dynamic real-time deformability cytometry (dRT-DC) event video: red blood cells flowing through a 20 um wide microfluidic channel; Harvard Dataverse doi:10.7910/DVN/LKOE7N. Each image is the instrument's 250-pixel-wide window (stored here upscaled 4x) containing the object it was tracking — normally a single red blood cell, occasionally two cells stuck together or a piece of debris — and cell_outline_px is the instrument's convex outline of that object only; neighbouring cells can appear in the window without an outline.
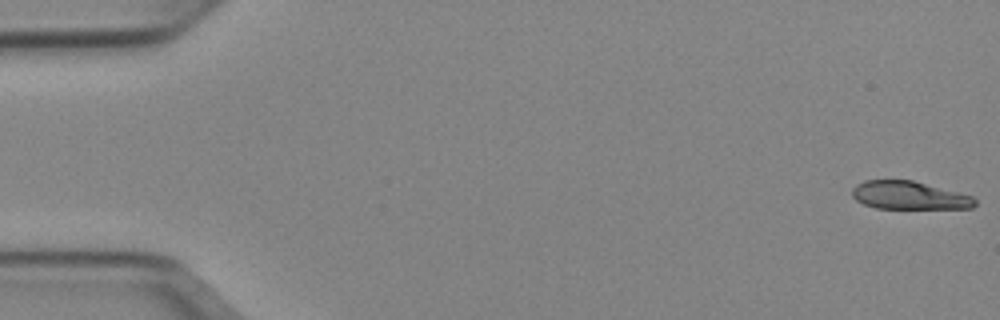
{"species": "Egyptian fruit bat (a non-hibernating species)", "species_latin": "Rousettus aegyptiacus", "temperature_condition": "cold", "stored_images_in_passage": 51, "camera_frame_rate_fps": 3000, "um_per_image_px": 0.085, "animal": {"sex": "female"}, "frame": {"image": 1, "passage_image": 1, "time_ms": 0.0, "image_size_px": [1000, 320], "cell_outline_px": [[976, 204], [972, 208], [876, 208], [864, 204], [856, 200], [852, 196], [852, 188], [856, 184], [864, 180], [912, 180], [972, 196], [976, 200]], "centroid_in_image_um": [77.24, 16.6], "position_along_channel_um": 7.8, "area_um2": 19.94}}
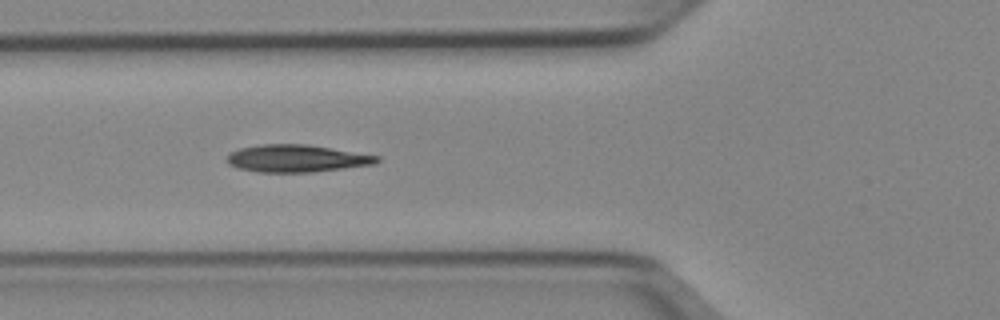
{"frame": {"image": 2, "passage_image": 19, "time_ms": 6.0, "image_size_px": [1000, 320], "cell_outline_px": [[380, 160], [376, 164], [312, 172], [256, 172], [236, 168], [228, 164], [228, 156], [232, 152], [240, 148], [260, 144], [308, 144], [380, 156]], "centroid_in_image_um": [25.23, 13.47], "position_along_channel_um": 100.6, "area_um2": 23.93}}
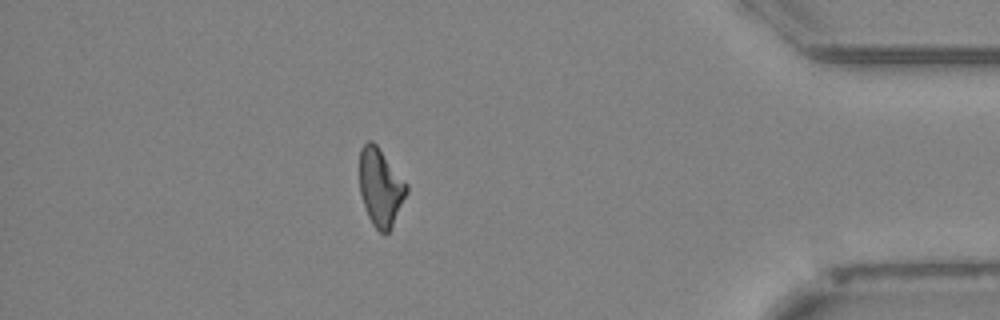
{"frame": {"image": 3, "passage_image": 45, "time_ms": 14.667, "image_size_px": [1000, 320], "cell_outline_px": [[408, 192], [392, 228], [388, 232], [380, 232], [372, 224], [368, 216], [360, 192], [360, 148], [368, 140], [372, 140], [376, 144], [408, 184]], "centroid_in_image_um": [32.36, 15.92], "position_along_channel_um": 402.8, "area_um2": 21.27}, "authors_computed_cell_mechanics": {"area_um2": 22.4842, "velocity_mm_per_s": 3.9618, "shape_relaxation_time_tau1_ms": null, "shape_relaxation_time_tau2_ms": 8.6007, "deformation_change_tau1": null, "deformation_change_tau2": 0.1681}}